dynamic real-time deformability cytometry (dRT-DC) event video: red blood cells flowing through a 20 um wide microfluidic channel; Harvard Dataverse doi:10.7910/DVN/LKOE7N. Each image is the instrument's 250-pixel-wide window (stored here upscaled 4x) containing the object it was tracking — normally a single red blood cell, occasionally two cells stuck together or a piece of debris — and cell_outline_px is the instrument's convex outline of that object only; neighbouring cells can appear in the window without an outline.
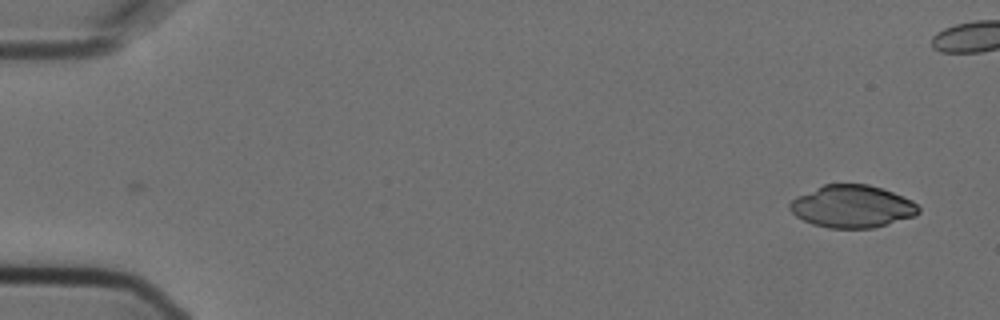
{"species": "Egyptian fruit bat (a non-hibernating species)", "species_latin": "Rousettus aegyptiacus", "temperature_condition": "cold", "stored_images_in_passage": 2, "camera_frame_rate_fps": 3000, "um_per_image_px": 0.085, "animal": {"sex": "female"}, "frame": {"image": 1, "passage_image": 2, "time_ms": 0.333, "image_size_px": [1000, 320], "cell_outline_px": [[920, 212], [916, 216], [888, 224], [872, 228], [828, 228], [812, 224], [796, 216], [788, 208], [788, 204], [796, 196], [824, 184], [868, 184], [892, 192], [912, 200], [920, 208]], "centroid_in_image_um": [72.43, 17.55], "position_along_channel_um": 12.6, "area_um2": 31.91}}